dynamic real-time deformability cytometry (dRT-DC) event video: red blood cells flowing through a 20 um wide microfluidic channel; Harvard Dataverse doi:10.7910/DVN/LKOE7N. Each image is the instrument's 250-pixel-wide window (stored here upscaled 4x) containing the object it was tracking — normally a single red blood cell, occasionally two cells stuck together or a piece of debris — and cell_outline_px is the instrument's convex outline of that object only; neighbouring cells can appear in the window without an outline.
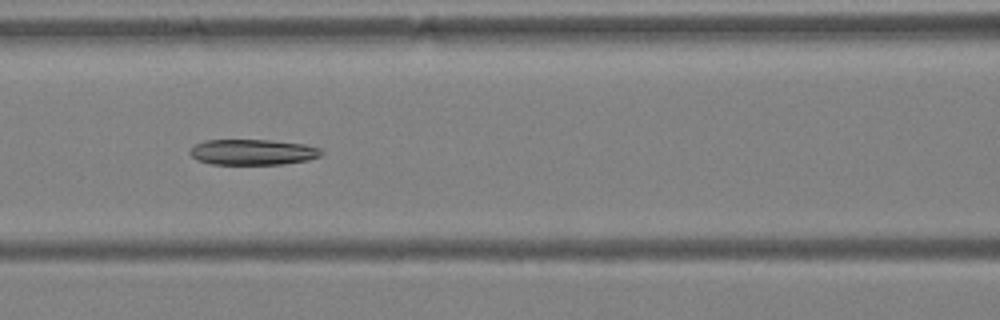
{"species": "Egyptian fruit bat (a non-hibernating species)", "species_latin": "Rousettus aegyptiacus", "temperature_condition": "warm", "stored_images_in_passage": 39, "camera_frame_rate_fps": 3000, "um_per_image_px": 0.085, "animal": {"sex": "female"}, "frame": {"image": 1, "passage_image": 13, "time_ms": 4.0, "image_size_px": [1000, 320], "cell_outline_px": [[324, 152], [320, 156], [308, 160], [284, 164], [212, 164], [196, 160], [188, 152], [196, 144], [204, 140], [268, 140], [304, 144], [320, 148]], "centroid_in_image_um": [21.49, 12.93], "position_along_channel_um": 145.1, "area_um2": 19.65}}
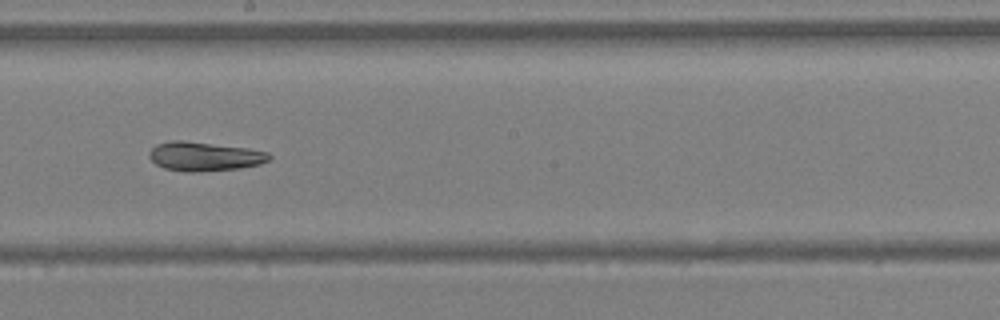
{"frame": {"image": 2, "passage_image": 19, "time_ms": 6.0, "image_size_px": [1000, 320], "cell_outline_px": [[272, 156], [268, 160], [260, 164], [240, 168], [196, 172], [184, 172], [164, 168], [156, 164], [148, 156], [148, 152], [156, 144], [172, 140], [180, 140], [248, 148], [268, 152]], "centroid_in_image_um": [17.36, 13.3], "position_along_channel_um": 230.8, "area_um2": 20.35}}
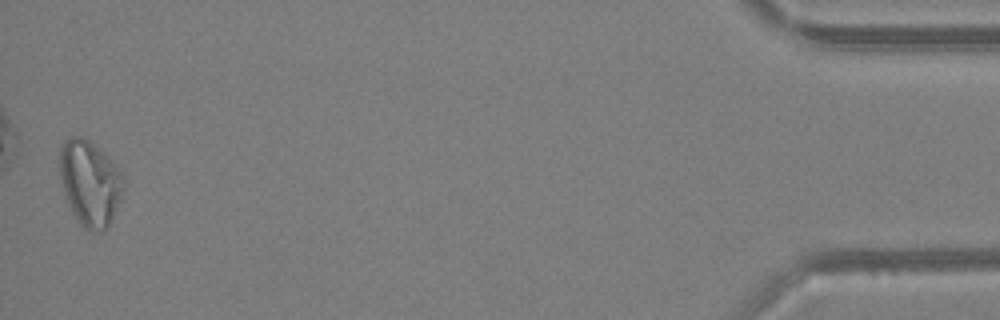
{"frame": {"image": 3, "passage_image": 39, "time_ms": 12.667, "image_size_px": [1000, 320], "cell_outline_px": [[124, 188], [120, 200], [108, 224], [104, 228], [92, 232], [84, 228], [76, 220], [68, 204], [60, 184], [60, 144], [68, 136], [80, 136], [88, 140], [112, 160], [116, 164], [124, 176]], "centroid_in_image_um": [7.62, 15.52], "position_along_channel_um": 427.6, "area_um2": 31.79}, "authors_computed_cell_mechanics": {"area_um2": 22.1374, "velocity_mm_per_s": 4.3021, "shape_relaxation_time_tau1_ms": 8.9729, "shape_relaxation_time_tau2_ms": 1.5618, "deformation_change_tau1": 0.2231, "deformation_change_tau2": 0.0892}}